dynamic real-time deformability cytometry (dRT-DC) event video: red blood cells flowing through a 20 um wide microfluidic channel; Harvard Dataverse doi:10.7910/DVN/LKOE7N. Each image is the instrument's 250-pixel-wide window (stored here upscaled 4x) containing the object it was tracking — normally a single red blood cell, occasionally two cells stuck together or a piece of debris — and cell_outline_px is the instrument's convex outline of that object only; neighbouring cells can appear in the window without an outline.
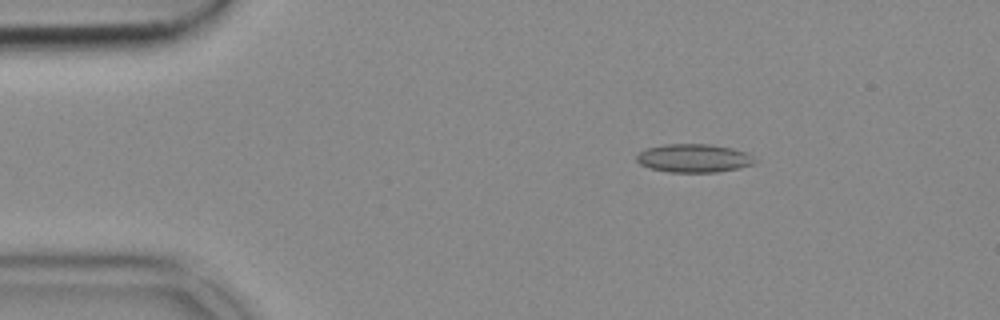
{"species": "common noctule bat (a hibernating species)", "species_latin": "Nyctalus noctula", "temperature_condition": "cold", "stored_images_in_passage": 53, "camera_frame_rate_fps": 3000, "um_per_image_px": 0.085, "animal": {"sex": "female", "body_mass_g": 18.4}, "frame": {"image": 1, "passage_image": 9, "time_ms": 2.667, "image_size_px": [1000, 320], "cell_outline_px": [[756, 164], [740, 168], [716, 172], [668, 172], [648, 168], [640, 164], [636, 160], [636, 156], [644, 148], [664, 144], [708, 144], [732, 148], [744, 152], [752, 156], [756, 160]], "centroid_in_image_um": [58.95, 13.45], "position_along_channel_um": 26.0, "area_um2": 19.71}}
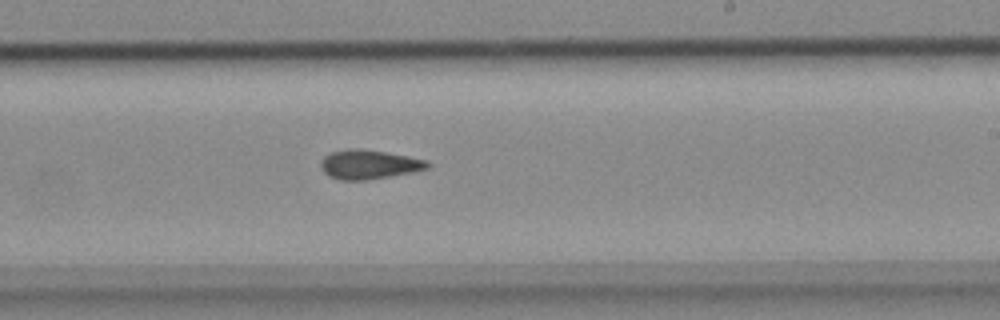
{"frame": {"image": 2, "passage_image": 32, "time_ms": 10.333, "image_size_px": [1000, 320], "cell_outline_px": [[432, 164], [428, 168], [412, 172], [364, 180], [340, 180], [328, 176], [320, 168], [320, 160], [324, 156], [332, 152], [348, 148], [360, 148], [408, 156], [428, 160]], "centroid_in_image_um": [31.34, 13.97], "position_along_channel_um": 257.7, "area_um2": 18.21}}
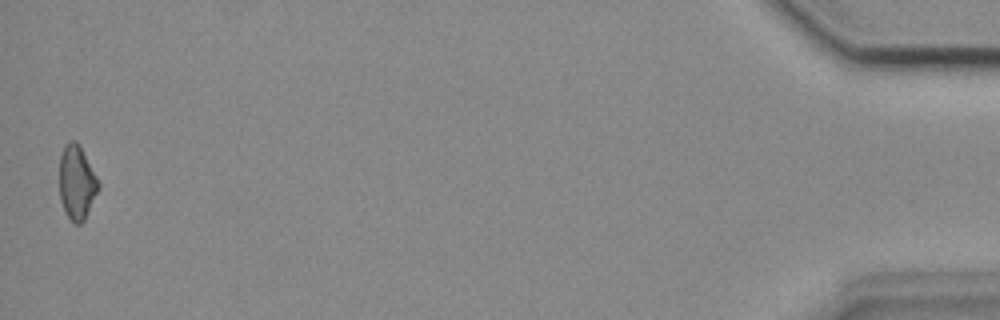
{"frame": {"image": 3, "passage_image": 53, "time_ms": 17.333, "image_size_px": [1000, 320], "cell_outline_px": [[100, 188], [84, 220], [80, 224], [76, 224], [68, 216], [60, 200], [60, 156], [64, 144], [72, 140], [76, 140], [80, 144], [100, 184]], "centroid_in_image_um": [6.53, 15.47], "position_along_channel_um": 428.7, "area_um2": 16.82}}